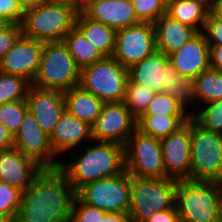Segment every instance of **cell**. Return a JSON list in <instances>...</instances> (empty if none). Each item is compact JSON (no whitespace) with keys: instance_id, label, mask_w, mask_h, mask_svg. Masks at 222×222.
Returning a JSON list of instances; mask_svg holds the SVG:
<instances>
[{"instance_id":"obj_1","label":"cell","mask_w":222,"mask_h":222,"mask_svg":"<svg viewBox=\"0 0 222 222\" xmlns=\"http://www.w3.org/2000/svg\"><path fill=\"white\" fill-rule=\"evenodd\" d=\"M75 195L59 168H44L23 192L15 222H70Z\"/></svg>"},{"instance_id":"obj_2","label":"cell","mask_w":222,"mask_h":222,"mask_svg":"<svg viewBox=\"0 0 222 222\" xmlns=\"http://www.w3.org/2000/svg\"><path fill=\"white\" fill-rule=\"evenodd\" d=\"M81 153H77L72 162L65 163L61 160L58 167L66 175L75 192L85 184L125 171L123 145L94 141L93 146L86 147Z\"/></svg>"},{"instance_id":"obj_3","label":"cell","mask_w":222,"mask_h":222,"mask_svg":"<svg viewBox=\"0 0 222 222\" xmlns=\"http://www.w3.org/2000/svg\"><path fill=\"white\" fill-rule=\"evenodd\" d=\"M175 207L180 222H221L222 183L178 180Z\"/></svg>"},{"instance_id":"obj_4","label":"cell","mask_w":222,"mask_h":222,"mask_svg":"<svg viewBox=\"0 0 222 222\" xmlns=\"http://www.w3.org/2000/svg\"><path fill=\"white\" fill-rule=\"evenodd\" d=\"M78 10L67 3L52 1L24 11L22 33L42 42L63 41L75 26Z\"/></svg>"},{"instance_id":"obj_5","label":"cell","mask_w":222,"mask_h":222,"mask_svg":"<svg viewBox=\"0 0 222 222\" xmlns=\"http://www.w3.org/2000/svg\"><path fill=\"white\" fill-rule=\"evenodd\" d=\"M81 69L63 41L44 42L37 74L31 85L67 91L80 84Z\"/></svg>"},{"instance_id":"obj_6","label":"cell","mask_w":222,"mask_h":222,"mask_svg":"<svg viewBox=\"0 0 222 222\" xmlns=\"http://www.w3.org/2000/svg\"><path fill=\"white\" fill-rule=\"evenodd\" d=\"M178 179L131 176L130 222H145L157 211L175 206Z\"/></svg>"},{"instance_id":"obj_7","label":"cell","mask_w":222,"mask_h":222,"mask_svg":"<svg viewBox=\"0 0 222 222\" xmlns=\"http://www.w3.org/2000/svg\"><path fill=\"white\" fill-rule=\"evenodd\" d=\"M189 180L222 183V135L204 129L192 118Z\"/></svg>"},{"instance_id":"obj_8","label":"cell","mask_w":222,"mask_h":222,"mask_svg":"<svg viewBox=\"0 0 222 222\" xmlns=\"http://www.w3.org/2000/svg\"><path fill=\"white\" fill-rule=\"evenodd\" d=\"M128 81V68L114 57L85 66L80 73V86L104 103L123 102Z\"/></svg>"},{"instance_id":"obj_9","label":"cell","mask_w":222,"mask_h":222,"mask_svg":"<svg viewBox=\"0 0 222 222\" xmlns=\"http://www.w3.org/2000/svg\"><path fill=\"white\" fill-rule=\"evenodd\" d=\"M125 170L132 177L167 178L161 141L136 129L124 145Z\"/></svg>"},{"instance_id":"obj_10","label":"cell","mask_w":222,"mask_h":222,"mask_svg":"<svg viewBox=\"0 0 222 222\" xmlns=\"http://www.w3.org/2000/svg\"><path fill=\"white\" fill-rule=\"evenodd\" d=\"M76 195L86 204L105 212L128 213L131 196V175L121 174L102 178L82 186Z\"/></svg>"},{"instance_id":"obj_11","label":"cell","mask_w":222,"mask_h":222,"mask_svg":"<svg viewBox=\"0 0 222 222\" xmlns=\"http://www.w3.org/2000/svg\"><path fill=\"white\" fill-rule=\"evenodd\" d=\"M157 50L154 23L140 22L116 30L113 57L129 68Z\"/></svg>"},{"instance_id":"obj_12","label":"cell","mask_w":222,"mask_h":222,"mask_svg":"<svg viewBox=\"0 0 222 222\" xmlns=\"http://www.w3.org/2000/svg\"><path fill=\"white\" fill-rule=\"evenodd\" d=\"M137 129V119L123 102L104 103L92 126L93 141L125 145Z\"/></svg>"},{"instance_id":"obj_13","label":"cell","mask_w":222,"mask_h":222,"mask_svg":"<svg viewBox=\"0 0 222 222\" xmlns=\"http://www.w3.org/2000/svg\"><path fill=\"white\" fill-rule=\"evenodd\" d=\"M176 74V70L169 62V56L157 50L128 68V79L133 83L172 97Z\"/></svg>"},{"instance_id":"obj_14","label":"cell","mask_w":222,"mask_h":222,"mask_svg":"<svg viewBox=\"0 0 222 222\" xmlns=\"http://www.w3.org/2000/svg\"><path fill=\"white\" fill-rule=\"evenodd\" d=\"M14 147L44 168L59 167L60 160L55 159L57 157L51 149L49 136L41 129L36 118L29 111L14 136Z\"/></svg>"},{"instance_id":"obj_15","label":"cell","mask_w":222,"mask_h":222,"mask_svg":"<svg viewBox=\"0 0 222 222\" xmlns=\"http://www.w3.org/2000/svg\"><path fill=\"white\" fill-rule=\"evenodd\" d=\"M166 175L189 180L191 160V118L176 132L160 139Z\"/></svg>"},{"instance_id":"obj_16","label":"cell","mask_w":222,"mask_h":222,"mask_svg":"<svg viewBox=\"0 0 222 222\" xmlns=\"http://www.w3.org/2000/svg\"><path fill=\"white\" fill-rule=\"evenodd\" d=\"M44 42L23 34L0 60L1 72L21 76L31 84L37 74Z\"/></svg>"},{"instance_id":"obj_17","label":"cell","mask_w":222,"mask_h":222,"mask_svg":"<svg viewBox=\"0 0 222 222\" xmlns=\"http://www.w3.org/2000/svg\"><path fill=\"white\" fill-rule=\"evenodd\" d=\"M26 103L41 129L50 136L65 111L64 92L30 86Z\"/></svg>"},{"instance_id":"obj_18","label":"cell","mask_w":222,"mask_h":222,"mask_svg":"<svg viewBox=\"0 0 222 222\" xmlns=\"http://www.w3.org/2000/svg\"><path fill=\"white\" fill-rule=\"evenodd\" d=\"M34 159L25 156L17 148L0 150V181L26 191L43 171Z\"/></svg>"},{"instance_id":"obj_19","label":"cell","mask_w":222,"mask_h":222,"mask_svg":"<svg viewBox=\"0 0 222 222\" xmlns=\"http://www.w3.org/2000/svg\"><path fill=\"white\" fill-rule=\"evenodd\" d=\"M81 11L88 18L115 30L141 22L135 13L132 0H88Z\"/></svg>"},{"instance_id":"obj_20","label":"cell","mask_w":222,"mask_h":222,"mask_svg":"<svg viewBox=\"0 0 222 222\" xmlns=\"http://www.w3.org/2000/svg\"><path fill=\"white\" fill-rule=\"evenodd\" d=\"M169 62L179 75L188 78H196L210 68V48L205 35L198 33L179 50L170 54Z\"/></svg>"},{"instance_id":"obj_21","label":"cell","mask_w":222,"mask_h":222,"mask_svg":"<svg viewBox=\"0 0 222 222\" xmlns=\"http://www.w3.org/2000/svg\"><path fill=\"white\" fill-rule=\"evenodd\" d=\"M86 140L93 141L92 126L69 114L66 110L49 136L50 146L56 157L81 146L82 142Z\"/></svg>"},{"instance_id":"obj_22","label":"cell","mask_w":222,"mask_h":222,"mask_svg":"<svg viewBox=\"0 0 222 222\" xmlns=\"http://www.w3.org/2000/svg\"><path fill=\"white\" fill-rule=\"evenodd\" d=\"M157 51L169 56L189 42L198 32L164 13L155 23Z\"/></svg>"},{"instance_id":"obj_23","label":"cell","mask_w":222,"mask_h":222,"mask_svg":"<svg viewBox=\"0 0 222 222\" xmlns=\"http://www.w3.org/2000/svg\"><path fill=\"white\" fill-rule=\"evenodd\" d=\"M65 110L78 119L93 126L101 113L104 102L84 90L80 85L64 91Z\"/></svg>"},{"instance_id":"obj_24","label":"cell","mask_w":222,"mask_h":222,"mask_svg":"<svg viewBox=\"0 0 222 222\" xmlns=\"http://www.w3.org/2000/svg\"><path fill=\"white\" fill-rule=\"evenodd\" d=\"M75 26L104 57H113L116 30L88 18L82 11L76 17Z\"/></svg>"},{"instance_id":"obj_25","label":"cell","mask_w":222,"mask_h":222,"mask_svg":"<svg viewBox=\"0 0 222 222\" xmlns=\"http://www.w3.org/2000/svg\"><path fill=\"white\" fill-rule=\"evenodd\" d=\"M211 8L198 0H175L166 8V13L173 19L194 28L198 33L203 31Z\"/></svg>"},{"instance_id":"obj_26","label":"cell","mask_w":222,"mask_h":222,"mask_svg":"<svg viewBox=\"0 0 222 222\" xmlns=\"http://www.w3.org/2000/svg\"><path fill=\"white\" fill-rule=\"evenodd\" d=\"M191 115H142L137 119V129L142 133L162 139L176 132Z\"/></svg>"},{"instance_id":"obj_27","label":"cell","mask_w":222,"mask_h":222,"mask_svg":"<svg viewBox=\"0 0 222 222\" xmlns=\"http://www.w3.org/2000/svg\"><path fill=\"white\" fill-rule=\"evenodd\" d=\"M63 42L80 69L104 58L101 52L86 39L76 26L66 34Z\"/></svg>"},{"instance_id":"obj_28","label":"cell","mask_w":222,"mask_h":222,"mask_svg":"<svg viewBox=\"0 0 222 222\" xmlns=\"http://www.w3.org/2000/svg\"><path fill=\"white\" fill-rule=\"evenodd\" d=\"M194 102L198 105L222 99V71L208 68L194 78Z\"/></svg>"},{"instance_id":"obj_29","label":"cell","mask_w":222,"mask_h":222,"mask_svg":"<svg viewBox=\"0 0 222 222\" xmlns=\"http://www.w3.org/2000/svg\"><path fill=\"white\" fill-rule=\"evenodd\" d=\"M156 93L128 79L123 103L131 114L139 119L147 110Z\"/></svg>"},{"instance_id":"obj_30","label":"cell","mask_w":222,"mask_h":222,"mask_svg":"<svg viewBox=\"0 0 222 222\" xmlns=\"http://www.w3.org/2000/svg\"><path fill=\"white\" fill-rule=\"evenodd\" d=\"M30 86L21 76L0 72V104L25 100Z\"/></svg>"},{"instance_id":"obj_31","label":"cell","mask_w":222,"mask_h":222,"mask_svg":"<svg viewBox=\"0 0 222 222\" xmlns=\"http://www.w3.org/2000/svg\"><path fill=\"white\" fill-rule=\"evenodd\" d=\"M28 112L25 100L12 101L0 104V122L14 137L22 125L23 119Z\"/></svg>"},{"instance_id":"obj_32","label":"cell","mask_w":222,"mask_h":222,"mask_svg":"<svg viewBox=\"0 0 222 222\" xmlns=\"http://www.w3.org/2000/svg\"><path fill=\"white\" fill-rule=\"evenodd\" d=\"M205 105L199 113L191 112V118L204 129L222 135V99Z\"/></svg>"},{"instance_id":"obj_33","label":"cell","mask_w":222,"mask_h":222,"mask_svg":"<svg viewBox=\"0 0 222 222\" xmlns=\"http://www.w3.org/2000/svg\"><path fill=\"white\" fill-rule=\"evenodd\" d=\"M23 191L0 181V217L15 222L22 200Z\"/></svg>"},{"instance_id":"obj_34","label":"cell","mask_w":222,"mask_h":222,"mask_svg":"<svg viewBox=\"0 0 222 222\" xmlns=\"http://www.w3.org/2000/svg\"><path fill=\"white\" fill-rule=\"evenodd\" d=\"M143 115H191L171 95L156 93Z\"/></svg>"},{"instance_id":"obj_35","label":"cell","mask_w":222,"mask_h":222,"mask_svg":"<svg viewBox=\"0 0 222 222\" xmlns=\"http://www.w3.org/2000/svg\"><path fill=\"white\" fill-rule=\"evenodd\" d=\"M132 3L141 22L155 23L166 13V7L160 0H132Z\"/></svg>"},{"instance_id":"obj_36","label":"cell","mask_w":222,"mask_h":222,"mask_svg":"<svg viewBox=\"0 0 222 222\" xmlns=\"http://www.w3.org/2000/svg\"><path fill=\"white\" fill-rule=\"evenodd\" d=\"M106 213L98 207L86 204L75 195L71 207L70 222H100V218H103Z\"/></svg>"},{"instance_id":"obj_37","label":"cell","mask_w":222,"mask_h":222,"mask_svg":"<svg viewBox=\"0 0 222 222\" xmlns=\"http://www.w3.org/2000/svg\"><path fill=\"white\" fill-rule=\"evenodd\" d=\"M194 95V78L183 77L177 73L175 75V81L173 85V98L189 113L191 111H189L187 108L194 103Z\"/></svg>"},{"instance_id":"obj_38","label":"cell","mask_w":222,"mask_h":222,"mask_svg":"<svg viewBox=\"0 0 222 222\" xmlns=\"http://www.w3.org/2000/svg\"><path fill=\"white\" fill-rule=\"evenodd\" d=\"M22 34L21 24L0 23V60L14 46Z\"/></svg>"},{"instance_id":"obj_39","label":"cell","mask_w":222,"mask_h":222,"mask_svg":"<svg viewBox=\"0 0 222 222\" xmlns=\"http://www.w3.org/2000/svg\"><path fill=\"white\" fill-rule=\"evenodd\" d=\"M23 17L18 0H0V22L21 24Z\"/></svg>"},{"instance_id":"obj_40","label":"cell","mask_w":222,"mask_h":222,"mask_svg":"<svg viewBox=\"0 0 222 222\" xmlns=\"http://www.w3.org/2000/svg\"><path fill=\"white\" fill-rule=\"evenodd\" d=\"M202 33L209 46L222 45V20L210 12Z\"/></svg>"},{"instance_id":"obj_41","label":"cell","mask_w":222,"mask_h":222,"mask_svg":"<svg viewBox=\"0 0 222 222\" xmlns=\"http://www.w3.org/2000/svg\"><path fill=\"white\" fill-rule=\"evenodd\" d=\"M145 222H180L176 207L157 211L150 216Z\"/></svg>"},{"instance_id":"obj_42","label":"cell","mask_w":222,"mask_h":222,"mask_svg":"<svg viewBox=\"0 0 222 222\" xmlns=\"http://www.w3.org/2000/svg\"><path fill=\"white\" fill-rule=\"evenodd\" d=\"M210 48V67L222 71V45L209 46Z\"/></svg>"},{"instance_id":"obj_43","label":"cell","mask_w":222,"mask_h":222,"mask_svg":"<svg viewBox=\"0 0 222 222\" xmlns=\"http://www.w3.org/2000/svg\"><path fill=\"white\" fill-rule=\"evenodd\" d=\"M14 147V137L8 129L0 122V150Z\"/></svg>"},{"instance_id":"obj_44","label":"cell","mask_w":222,"mask_h":222,"mask_svg":"<svg viewBox=\"0 0 222 222\" xmlns=\"http://www.w3.org/2000/svg\"><path fill=\"white\" fill-rule=\"evenodd\" d=\"M100 222H130L128 213L123 212H107Z\"/></svg>"},{"instance_id":"obj_45","label":"cell","mask_w":222,"mask_h":222,"mask_svg":"<svg viewBox=\"0 0 222 222\" xmlns=\"http://www.w3.org/2000/svg\"><path fill=\"white\" fill-rule=\"evenodd\" d=\"M52 1H54V0H18L19 5L23 9V11H25L29 8L44 5V4L52 2Z\"/></svg>"},{"instance_id":"obj_46","label":"cell","mask_w":222,"mask_h":222,"mask_svg":"<svg viewBox=\"0 0 222 222\" xmlns=\"http://www.w3.org/2000/svg\"><path fill=\"white\" fill-rule=\"evenodd\" d=\"M55 1L70 4L74 6L78 11H81L88 2V0H55Z\"/></svg>"},{"instance_id":"obj_47","label":"cell","mask_w":222,"mask_h":222,"mask_svg":"<svg viewBox=\"0 0 222 222\" xmlns=\"http://www.w3.org/2000/svg\"><path fill=\"white\" fill-rule=\"evenodd\" d=\"M211 12L222 20V0L217 1V3L211 8Z\"/></svg>"},{"instance_id":"obj_48","label":"cell","mask_w":222,"mask_h":222,"mask_svg":"<svg viewBox=\"0 0 222 222\" xmlns=\"http://www.w3.org/2000/svg\"><path fill=\"white\" fill-rule=\"evenodd\" d=\"M205 3L208 7L212 8L218 0H198Z\"/></svg>"},{"instance_id":"obj_49","label":"cell","mask_w":222,"mask_h":222,"mask_svg":"<svg viewBox=\"0 0 222 222\" xmlns=\"http://www.w3.org/2000/svg\"><path fill=\"white\" fill-rule=\"evenodd\" d=\"M163 5L167 8L171 3H173L175 0H160Z\"/></svg>"},{"instance_id":"obj_50","label":"cell","mask_w":222,"mask_h":222,"mask_svg":"<svg viewBox=\"0 0 222 222\" xmlns=\"http://www.w3.org/2000/svg\"><path fill=\"white\" fill-rule=\"evenodd\" d=\"M0 222H10V221L5 218L0 217Z\"/></svg>"}]
</instances>
